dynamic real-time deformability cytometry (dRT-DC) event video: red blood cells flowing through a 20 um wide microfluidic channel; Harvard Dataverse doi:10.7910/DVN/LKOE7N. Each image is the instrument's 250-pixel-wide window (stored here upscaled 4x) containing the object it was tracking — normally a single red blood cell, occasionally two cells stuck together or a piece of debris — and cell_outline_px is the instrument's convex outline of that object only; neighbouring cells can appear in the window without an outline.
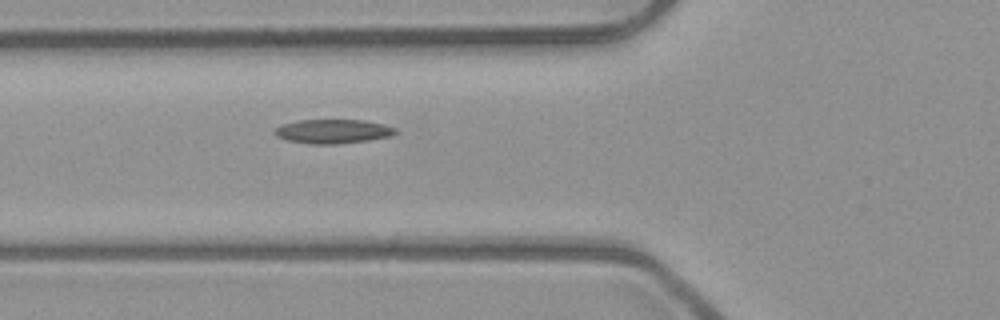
{"species": "common noctule bat (a hibernating species)", "species_latin": "Nyctalus noctula", "temperature_condition": "room temperature", "stored_images_in_passage": 5, "camera_frame_rate_fps": 3000, "um_per_image_px": 0.085, "animal": {"sex": "male", "body_mass_g": 23.1, "forearm_length_mm": 52.7}, "frame": {"image": 1, "passage_image": 5, "time_ms": 1.333, "image_size_px": [1000, 320], "cell_outline_px": [[396, 132], [388, 136], [368, 140], [336, 144], [312, 144], [288, 140], [276, 136], [272, 132], [276, 128], [284, 124], [300, 120], [364, 120], [384, 124], [396, 128]], "centroid_in_image_um": [28.28, 11.16], "position_along_channel_um": 97.5, "area_um2": 16.76}}